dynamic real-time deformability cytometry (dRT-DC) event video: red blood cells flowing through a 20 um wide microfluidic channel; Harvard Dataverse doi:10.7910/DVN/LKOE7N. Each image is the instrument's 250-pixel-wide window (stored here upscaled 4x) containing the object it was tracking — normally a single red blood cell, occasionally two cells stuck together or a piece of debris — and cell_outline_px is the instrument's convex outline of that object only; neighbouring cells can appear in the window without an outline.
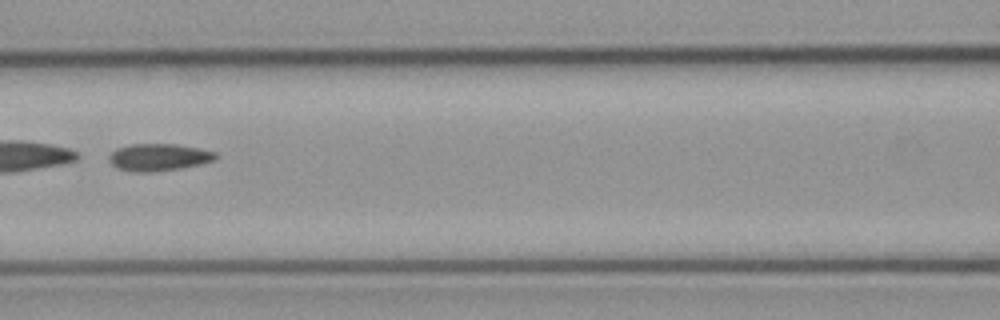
{"species": "common noctule bat (a hibernating species)", "species_latin": "Nyctalus noctula", "temperature_condition": "cold", "stored_images_in_passage": 6, "camera_frame_rate_fps": 3000, "um_per_image_px": 0.085, "animal": {"sex": "male", "body_mass_g": 23.1, "forearm_length_mm": 52.7}, "frame": {"image": 1, "passage_image": 3, "time_ms": 2.667, "image_size_px": [1000, 320], "cell_outline_px": [[216, 156], [212, 160], [200, 164], [180, 168], [152, 172], [132, 172], [116, 168], [108, 160], [108, 156], [116, 148], [132, 144], [176, 144], [216, 152]], "centroid_in_image_um": [13.42, 13.37], "position_along_channel_um": 153.2, "area_um2": 16.76}}
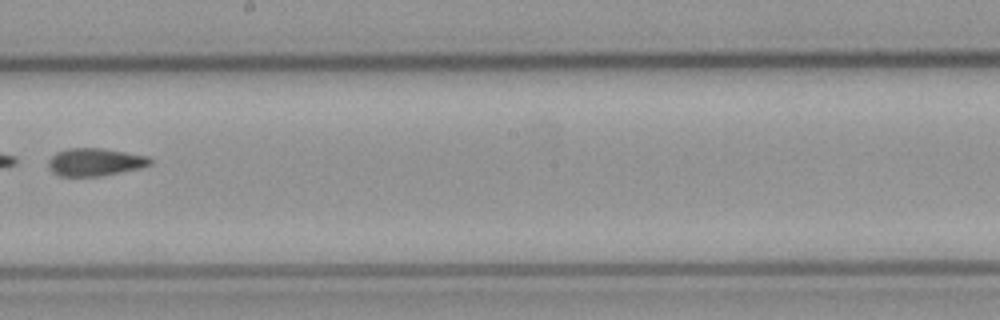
{"frame": {"image": 2, "passage_image": 5, "time_ms": 5.0, "image_size_px": [1000, 320], "cell_outline_px": [[152, 164], [140, 168], [100, 176], [60, 176], [52, 172], [48, 168], [48, 160], [56, 152], [68, 148], [100, 148], [148, 156], [152, 160]], "centroid_in_image_um": [8.05, 13.77], "position_along_channel_um": 240.1, "area_um2": 16.42}}
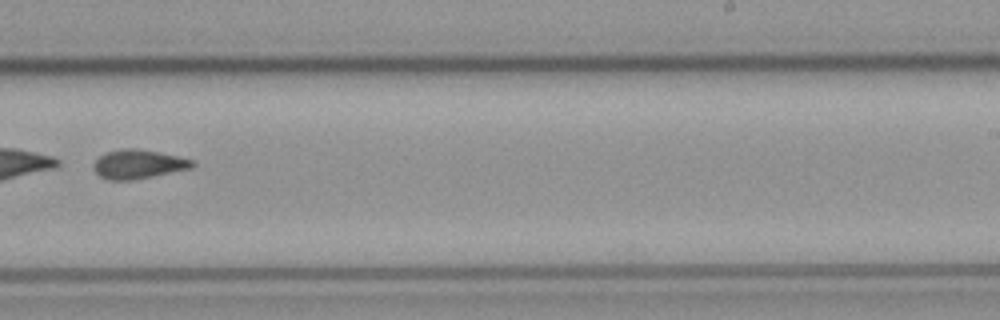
{"frame": {"image": 3, "passage_image": 6, "time_ms": 6.0, "image_size_px": [1000, 320], "cell_outline_px": [[196, 164], [192, 168], [132, 180], [108, 180], [100, 176], [92, 168], [92, 164], [100, 156], [108, 152], [124, 148], [136, 148], [160, 152], [192, 160]], "centroid_in_image_um": [11.74, 13.96], "position_along_channel_um": 277.3, "area_um2": 16.59}}